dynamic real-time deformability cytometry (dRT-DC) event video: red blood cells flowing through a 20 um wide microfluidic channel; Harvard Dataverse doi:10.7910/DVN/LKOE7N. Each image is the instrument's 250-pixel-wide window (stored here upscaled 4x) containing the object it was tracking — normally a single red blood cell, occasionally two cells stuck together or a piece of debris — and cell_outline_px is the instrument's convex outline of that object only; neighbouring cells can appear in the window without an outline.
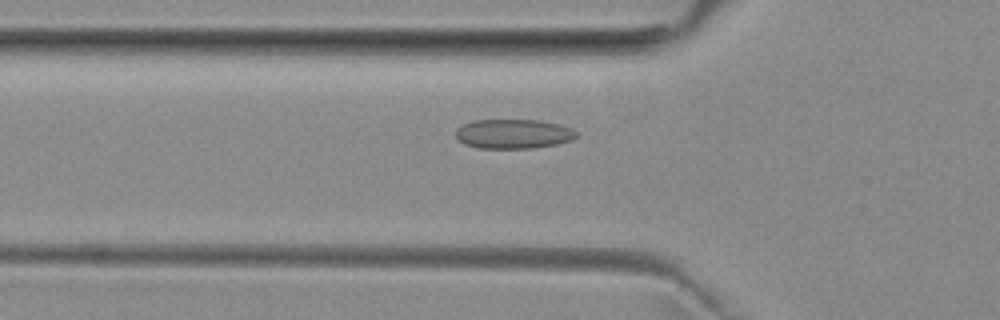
{"species": "common noctule bat (a hibernating species)", "species_latin": "Nyctalus noctula", "temperature_condition": "room temperature", "stored_images_in_passage": 37, "camera_frame_rate_fps": 3000, "um_per_image_px": 0.085, "animal": {"sex": "female", "body_mass_g": 29.2, "forearm_length_mm": 56.3}, "frame": {"image": 1, "passage_image": 4, "time_ms": 1.0, "image_size_px": [1000, 320], "cell_outline_px": [[576, 136], [572, 140], [556, 144], [532, 148], [480, 148], [464, 144], [456, 136], [456, 128], [472, 120], [540, 120], [560, 124], [572, 128], [576, 132]], "centroid_in_image_um": [43.64, 11.37], "position_along_channel_um": 82.2, "area_um2": 20.69}}
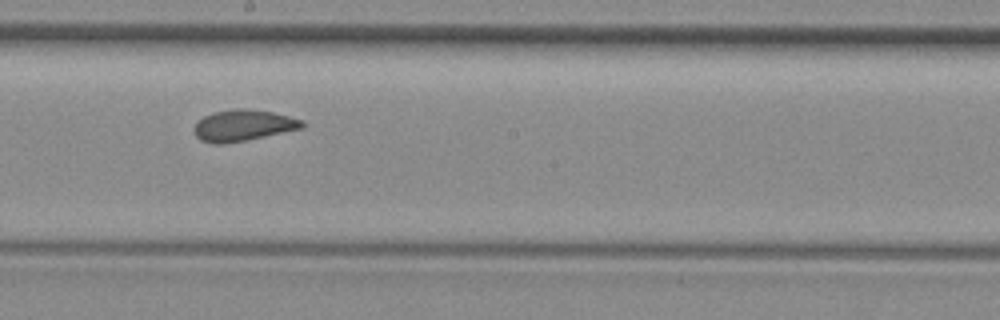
{"frame": {"image": 2, "passage_image": 15, "time_ms": 4.667, "image_size_px": [1000, 320], "cell_outline_px": [[304, 124], [300, 128], [244, 140], [224, 144], [212, 144], [200, 140], [196, 136], [192, 128], [204, 116], [212, 112], [240, 108], [244, 108], [272, 112], [304, 120]], "centroid_in_image_um": [20.61, 10.66], "position_along_channel_um": 227.6, "area_um2": 19.36}}
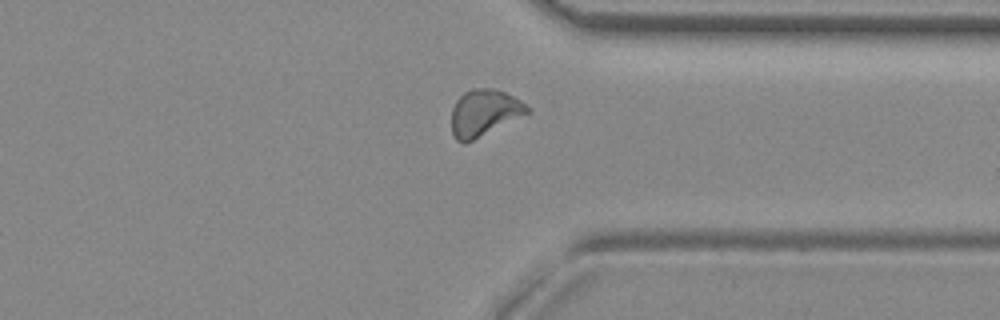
{"frame": {"image": 3, "passage_image": 26, "time_ms": 8.333, "image_size_px": [1000, 320], "cell_outline_px": [[532, 112], [464, 144], [456, 140], [452, 132], [452, 108], [456, 100], [464, 92], [472, 88], [492, 88], [504, 92], [520, 100], [532, 108]], "centroid_in_image_um": [41.17, 9.58], "position_along_channel_um": 370.2, "area_um2": 20.63}}